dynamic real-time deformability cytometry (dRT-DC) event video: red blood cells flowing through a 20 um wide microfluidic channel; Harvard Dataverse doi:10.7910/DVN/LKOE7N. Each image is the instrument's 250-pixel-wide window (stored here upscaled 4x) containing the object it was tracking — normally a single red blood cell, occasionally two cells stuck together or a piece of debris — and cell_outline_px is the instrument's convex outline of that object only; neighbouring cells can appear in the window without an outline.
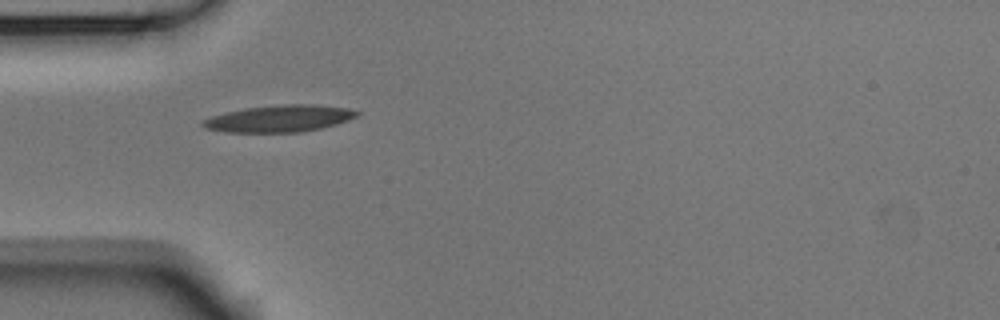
{"species": "Egyptian fruit bat (a non-hibernating species)", "species_latin": "Rousettus aegyptiacus", "temperature_condition": "room temperature", "stored_images_in_passage": 5, "camera_frame_rate_fps": 3000, "um_per_image_px": 0.085, "animal": {"sex": "male"}, "frame": {"image": 1, "passage_image": 4, "time_ms": 1.0, "image_size_px": [1000, 320], "cell_outline_px": [[360, 112], [356, 116], [348, 120], [336, 124], [320, 128], [300, 132], [224, 132], [204, 128], [200, 124], [200, 120], [212, 116], [244, 108], [284, 104], [312, 104], [348, 108]], "centroid_in_image_um": [23.71, 10.08], "position_along_channel_um": 61.3, "area_um2": 24.04}}
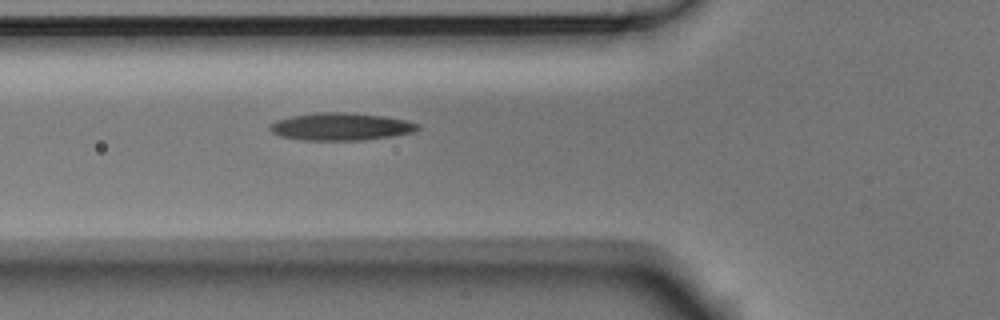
{"frame": {"image": 2, "passage_image": 5, "time_ms": 1.333, "image_size_px": [1000, 320], "cell_outline_px": [[420, 128], [412, 132], [392, 136], [360, 140], [304, 140], [280, 136], [272, 132], [268, 128], [276, 120], [292, 116], [316, 112], [344, 112], [384, 116], [404, 120], [420, 124]], "centroid_in_image_um": [28.96, 10.76], "position_along_channel_um": 96.8, "area_um2": 23.52}}